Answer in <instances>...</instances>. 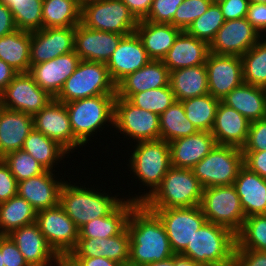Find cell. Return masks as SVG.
Returning a JSON list of instances; mask_svg holds the SVG:
<instances>
[{
	"mask_svg": "<svg viewBox=\"0 0 266 266\" xmlns=\"http://www.w3.org/2000/svg\"><path fill=\"white\" fill-rule=\"evenodd\" d=\"M127 230L130 234V263L145 266L174 255L162 221L143 204L132 210Z\"/></svg>",
	"mask_w": 266,
	"mask_h": 266,
	"instance_id": "1",
	"label": "cell"
},
{
	"mask_svg": "<svg viewBox=\"0 0 266 266\" xmlns=\"http://www.w3.org/2000/svg\"><path fill=\"white\" fill-rule=\"evenodd\" d=\"M130 146H132L130 150L132 155L128 153L130 158L127 160L129 164L126 165L130 169V175L133 173L131 178L138 179L135 182L140 181L143 188L147 186V189H144L147 192H138L139 195L125 197L142 204L160 186L162 179L171 167L170 146L168 142L161 139L140 141L134 145L130 144Z\"/></svg>",
	"mask_w": 266,
	"mask_h": 266,
	"instance_id": "2",
	"label": "cell"
},
{
	"mask_svg": "<svg viewBox=\"0 0 266 266\" xmlns=\"http://www.w3.org/2000/svg\"><path fill=\"white\" fill-rule=\"evenodd\" d=\"M72 182V184H71ZM73 181H64L59 193V205L63 208L66 214L75 223L78 229L84 226L87 222L111 214L125 199L124 196L118 198V194L113 196L111 191L106 193L103 189L96 185L89 188L81 183ZM77 184H80L77 185ZM97 187V188H95ZM99 188V189H98ZM101 189V190H100Z\"/></svg>",
	"mask_w": 266,
	"mask_h": 266,
	"instance_id": "3",
	"label": "cell"
},
{
	"mask_svg": "<svg viewBox=\"0 0 266 266\" xmlns=\"http://www.w3.org/2000/svg\"><path fill=\"white\" fill-rule=\"evenodd\" d=\"M115 98L116 94H102L65 103L72 132L84 147L106 125L112 131Z\"/></svg>",
	"mask_w": 266,
	"mask_h": 266,
	"instance_id": "4",
	"label": "cell"
},
{
	"mask_svg": "<svg viewBox=\"0 0 266 266\" xmlns=\"http://www.w3.org/2000/svg\"><path fill=\"white\" fill-rule=\"evenodd\" d=\"M235 247L236 234L224 226L206 222L180 255L203 266H232Z\"/></svg>",
	"mask_w": 266,
	"mask_h": 266,
	"instance_id": "5",
	"label": "cell"
},
{
	"mask_svg": "<svg viewBox=\"0 0 266 266\" xmlns=\"http://www.w3.org/2000/svg\"><path fill=\"white\" fill-rule=\"evenodd\" d=\"M203 187L189 168L171 166L160 186L142 204L146 208L199 206Z\"/></svg>",
	"mask_w": 266,
	"mask_h": 266,
	"instance_id": "6",
	"label": "cell"
},
{
	"mask_svg": "<svg viewBox=\"0 0 266 266\" xmlns=\"http://www.w3.org/2000/svg\"><path fill=\"white\" fill-rule=\"evenodd\" d=\"M102 94H116L106 63L81 60L54 99L68 103Z\"/></svg>",
	"mask_w": 266,
	"mask_h": 266,
	"instance_id": "7",
	"label": "cell"
},
{
	"mask_svg": "<svg viewBox=\"0 0 266 266\" xmlns=\"http://www.w3.org/2000/svg\"><path fill=\"white\" fill-rule=\"evenodd\" d=\"M244 166L240 148L216 145L191 170L203 188L233 185L239 170Z\"/></svg>",
	"mask_w": 266,
	"mask_h": 266,
	"instance_id": "8",
	"label": "cell"
},
{
	"mask_svg": "<svg viewBox=\"0 0 266 266\" xmlns=\"http://www.w3.org/2000/svg\"><path fill=\"white\" fill-rule=\"evenodd\" d=\"M199 206L207 222L224 226L234 234L241 230L245 214L234 185L203 188Z\"/></svg>",
	"mask_w": 266,
	"mask_h": 266,
	"instance_id": "9",
	"label": "cell"
},
{
	"mask_svg": "<svg viewBox=\"0 0 266 266\" xmlns=\"http://www.w3.org/2000/svg\"><path fill=\"white\" fill-rule=\"evenodd\" d=\"M80 23L89 29L127 36L135 32L138 20L121 0H100L81 6Z\"/></svg>",
	"mask_w": 266,
	"mask_h": 266,
	"instance_id": "10",
	"label": "cell"
},
{
	"mask_svg": "<svg viewBox=\"0 0 266 266\" xmlns=\"http://www.w3.org/2000/svg\"><path fill=\"white\" fill-rule=\"evenodd\" d=\"M114 132L129 143L160 139L159 115L136 107L128 99L116 97L114 102ZM129 137V138H128ZM132 139V141H131Z\"/></svg>",
	"mask_w": 266,
	"mask_h": 266,
	"instance_id": "11",
	"label": "cell"
},
{
	"mask_svg": "<svg viewBox=\"0 0 266 266\" xmlns=\"http://www.w3.org/2000/svg\"><path fill=\"white\" fill-rule=\"evenodd\" d=\"M147 209L162 221L174 254H180L207 222L200 206Z\"/></svg>",
	"mask_w": 266,
	"mask_h": 266,
	"instance_id": "12",
	"label": "cell"
},
{
	"mask_svg": "<svg viewBox=\"0 0 266 266\" xmlns=\"http://www.w3.org/2000/svg\"><path fill=\"white\" fill-rule=\"evenodd\" d=\"M53 99L29 73H18L0 93V106L34 116Z\"/></svg>",
	"mask_w": 266,
	"mask_h": 266,
	"instance_id": "13",
	"label": "cell"
},
{
	"mask_svg": "<svg viewBox=\"0 0 266 266\" xmlns=\"http://www.w3.org/2000/svg\"><path fill=\"white\" fill-rule=\"evenodd\" d=\"M36 223L58 256L69 255L75 248L79 229L59 204L37 212Z\"/></svg>",
	"mask_w": 266,
	"mask_h": 266,
	"instance_id": "14",
	"label": "cell"
},
{
	"mask_svg": "<svg viewBox=\"0 0 266 266\" xmlns=\"http://www.w3.org/2000/svg\"><path fill=\"white\" fill-rule=\"evenodd\" d=\"M34 128L59 143L69 153L83 145L75 138L65 103L53 99L33 116Z\"/></svg>",
	"mask_w": 266,
	"mask_h": 266,
	"instance_id": "15",
	"label": "cell"
},
{
	"mask_svg": "<svg viewBox=\"0 0 266 266\" xmlns=\"http://www.w3.org/2000/svg\"><path fill=\"white\" fill-rule=\"evenodd\" d=\"M262 39L247 18L225 21L210 43V52L217 55L242 56Z\"/></svg>",
	"mask_w": 266,
	"mask_h": 266,
	"instance_id": "16",
	"label": "cell"
},
{
	"mask_svg": "<svg viewBox=\"0 0 266 266\" xmlns=\"http://www.w3.org/2000/svg\"><path fill=\"white\" fill-rule=\"evenodd\" d=\"M75 27L42 28L31 32L30 67L74 51Z\"/></svg>",
	"mask_w": 266,
	"mask_h": 266,
	"instance_id": "17",
	"label": "cell"
},
{
	"mask_svg": "<svg viewBox=\"0 0 266 266\" xmlns=\"http://www.w3.org/2000/svg\"><path fill=\"white\" fill-rule=\"evenodd\" d=\"M205 65L209 94L219 100L243 83L241 56L210 52Z\"/></svg>",
	"mask_w": 266,
	"mask_h": 266,
	"instance_id": "18",
	"label": "cell"
},
{
	"mask_svg": "<svg viewBox=\"0 0 266 266\" xmlns=\"http://www.w3.org/2000/svg\"><path fill=\"white\" fill-rule=\"evenodd\" d=\"M124 36L89 29L79 23L75 27L74 51L81 60L107 63Z\"/></svg>",
	"mask_w": 266,
	"mask_h": 266,
	"instance_id": "19",
	"label": "cell"
},
{
	"mask_svg": "<svg viewBox=\"0 0 266 266\" xmlns=\"http://www.w3.org/2000/svg\"><path fill=\"white\" fill-rule=\"evenodd\" d=\"M151 59L137 34L124 36L106 63L112 81L117 84L125 76L145 66Z\"/></svg>",
	"mask_w": 266,
	"mask_h": 266,
	"instance_id": "20",
	"label": "cell"
},
{
	"mask_svg": "<svg viewBox=\"0 0 266 266\" xmlns=\"http://www.w3.org/2000/svg\"><path fill=\"white\" fill-rule=\"evenodd\" d=\"M80 61L79 56L75 51H72L55 59L32 65L28 73L41 89L55 98L64 82L74 73Z\"/></svg>",
	"mask_w": 266,
	"mask_h": 266,
	"instance_id": "21",
	"label": "cell"
},
{
	"mask_svg": "<svg viewBox=\"0 0 266 266\" xmlns=\"http://www.w3.org/2000/svg\"><path fill=\"white\" fill-rule=\"evenodd\" d=\"M8 236L29 266H53L57 263L58 255L48 245L36 222L13 230Z\"/></svg>",
	"mask_w": 266,
	"mask_h": 266,
	"instance_id": "22",
	"label": "cell"
},
{
	"mask_svg": "<svg viewBox=\"0 0 266 266\" xmlns=\"http://www.w3.org/2000/svg\"><path fill=\"white\" fill-rule=\"evenodd\" d=\"M57 171H45L43 174L18 182L17 194L23 197L33 208L41 210L59 204V193L66 178H56Z\"/></svg>",
	"mask_w": 266,
	"mask_h": 266,
	"instance_id": "23",
	"label": "cell"
},
{
	"mask_svg": "<svg viewBox=\"0 0 266 266\" xmlns=\"http://www.w3.org/2000/svg\"><path fill=\"white\" fill-rule=\"evenodd\" d=\"M130 234L127 228L109 238L78 239L75 248L69 253L71 258L105 257L120 265L129 262Z\"/></svg>",
	"mask_w": 266,
	"mask_h": 266,
	"instance_id": "24",
	"label": "cell"
},
{
	"mask_svg": "<svg viewBox=\"0 0 266 266\" xmlns=\"http://www.w3.org/2000/svg\"><path fill=\"white\" fill-rule=\"evenodd\" d=\"M169 79L167 66L161 60H150L116 84V97L129 99L134 93L169 86Z\"/></svg>",
	"mask_w": 266,
	"mask_h": 266,
	"instance_id": "25",
	"label": "cell"
},
{
	"mask_svg": "<svg viewBox=\"0 0 266 266\" xmlns=\"http://www.w3.org/2000/svg\"><path fill=\"white\" fill-rule=\"evenodd\" d=\"M250 123L238 111L220 101L211 133L217 145L242 149L247 140Z\"/></svg>",
	"mask_w": 266,
	"mask_h": 266,
	"instance_id": "26",
	"label": "cell"
},
{
	"mask_svg": "<svg viewBox=\"0 0 266 266\" xmlns=\"http://www.w3.org/2000/svg\"><path fill=\"white\" fill-rule=\"evenodd\" d=\"M216 145L214 136L207 131L173 140L169 142L171 166L192 169Z\"/></svg>",
	"mask_w": 266,
	"mask_h": 266,
	"instance_id": "27",
	"label": "cell"
},
{
	"mask_svg": "<svg viewBox=\"0 0 266 266\" xmlns=\"http://www.w3.org/2000/svg\"><path fill=\"white\" fill-rule=\"evenodd\" d=\"M210 46L194 36L182 31L162 62L169 71L205 64Z\"/></svg>",
	"mask_w": 266,
	"mask_h": 266,
	"instance_id": "28",
	"label": "cell"
},
{
	"mask_svg": "<svg viewBox=\"0 0 266 266\" xmlns=\"http://www.w3.org/2000/svg\"><path fill=\"white\" fill-rule=\"evenodd\" d=\"M33 128V116L0 106V158L22 149Z\"/></svg>",
	"mask_w": 266,
	"mask_h": 266,
	"instance_id": "29",
	"label": "cell"
},
{
	"mask_svg": "<svg viewBox=\"0 0 266 266\" xmlns=\"http://www.w3.org/2000/svg\"><path fill=\"white\" fill-rule=\"evenodd\" d=\"M245 218L266 213V179L243 166L234 184Z\"/></svg>",
	"mask_w": 266,
	"mask_h": 266,
	"instance_id": "30",
	"label": "cell"
},
{
	"mask_svg": "<svg viewBox=\"0 0 266 266\" xmlns=\"http://www.w3.org/2000/svg\"><path fill=\"white\" fill-rule=\"evenodd\" d=\"M181 32V29L172 24L153 23L146 20H139L135 29L149 58L161 61Z\"/></svg>",
	"mask_w": 266,
	"mask_h": 266,
	"instance_id": "31",
	"label": "cell"
},
{
	"mask_svg": "<svg viewBox=\"0 0 266 266\" xmlns=\"http://www.w3.org/2000/svg\"><path fill=\"white\" fill-rule=\"evenodd\" d=\"M221 102L250 122L266 118V89L263 87L242 83L222 98Z\"/></svg>",
	"mask_w": 266,
	"mask_h": 266,
	"instance_id": "32",
	"label": "cell"
},
{
	"mask_svg": "<svg viewBox=\"0 0 266 266\" xmlns=\"http://www.w3.org/2000/svg\"><path fill=\"white\" fill-rule=\"evenodd\" d=\"M138 203L125 199L111 214L95 218L79 229V239L109 238L121 234L127 228L132 210Z\"/></svg>",
	"mask_w": 266,
	"mask_h": 266,
	"instance_id": "33",
	"label": "cell"
},
{
	"mask_svg": "<svg viewBox=\"0 0 266 266\" xmlns=\"http://www.w3.org/2000/svg\"><path fill=\"white\" fill-rule=\"evenodd\" d=\"M169 85L177 101L208 94L206 65L202 64L170 71Z\"/></svg>",
	"mask_w": 266,
	"mask_h": 266,
	"instance_id": "34",
	"label": "cell"
},
{
	"mask_svg": "<svg viewBox=\"0 0 266 266\" xmlns=\"http://www.w3.org/2000/svg\"><path fill=\"white\" fill-rule=\"evenodd\" d=\"M36 161H38L47 171H57L56 165L69 158L70 154L59 143L46 137L43 133L33 128L25 139L23 148Z\"/></svg>",
	"mask_w": 266,
	"mask_h": 266,
	"instance_id": "35",
	"label": "cell"
},
{
	"mask_svg": "<svg viewBox=\"0 0 266 266\" xmlns=\"http://www.w3.org/2000/svg\"><path fill=\"white\" fill-rule=\"evenodd\" d=\"M31 32L16 29L0 38V59L18 73L30 70Z\"/></svg>",
	"mask_w": 266,
	"mask_h": 266,
	"instance_id": "36",
	"label": "cell"
},
{
	"mask_svg": "<svg viewBox=\"0 0 266 266\" xmlns=\"http://www.w3.org/2000/svg\"><path fill=\"white\" fill-rule=\"evenodd\" d=\"M37 211L18 194L0 203V235L36 222Z\"/></svg>",
	"mask_w": 266,
	"mask_h": 266,
	"instance_id": "37",
	"label": "cell"
},
{
	"mask_svg": "<svg viewBox=\"0 0 266 266\" xmlns=\"http://www.w3.org/2000/svg\"><path fill=\"white\" fill-rule=\"evenodd\" d=\"M81 22L77 0H43L42 28L76 27Z\"/></svg>",
	"mask_w": 266,
	"mask_h": 266,
	"instance_id": "38",
	"label": "cell"
},
{
	"mask_svg": "<svg viewBox=\"0 0 266 266\" xmlns=\"http://www.w3.org/2000/svg\"><path fill=\"white\" fill-rule=\"evenodd\" d=\"M160 139L171 142L178 138L194 135L198 132L186 117L181 101L175 100L160 116Z\"/></svg>",
	"mask_w": 266,
	"mask_h": 266,
	"instance_id": "39",
	"label": "cell"
},
{
	"mask_svg": "<svg viewBox=\"0 0 266 266\" xmlns=\"http://www.w3.org/2000/svg\"><path fill=\"white\" fill-rule=\"evenodd\" d=\"M221 100L206 94L181 101L186 117L193 123L198 131L211 132L216 111Z\"/></svg>",
	"mask_w": 266,
	"mask_h": 266,
	"instance_id": "40",
	"label": "cell"
},
{
	"mask_svg": "<svg viewBox=\"0 0 266 266\" xmlns=\"http://www.w3.org/2000/svg\"><path fill=\"white\" fill-rule=\"evenodd\" d=\"M12 12L17 29L37 31L42 29L43 0H0Z\"/></svg>",
	"mask_w": 266,
	"mask_h": 266,
	"instance_id": "41",
	"label": "cell"
},
{
	"mask_svg": "<svg viewBox=\"0 0 266 266\" xmlns=\"http://www.w3.org/2000/svg\"><path fill=\"white\" fill-rule=\"evenodd\" d=\"M243 83L266 89V43L261 39L241 56Z\"/></svg>",
	"mask_w": 266,
	"mask_h": 266,
	"instance_id": "42",
	"label": "cell"
},
{
	"mask_svg": "<svg viewBox=\"0 0 266 266\" xmlns=\"http://www.w3.org/2000/svg\"><path fill=\"white\" fill-rule=\"evenodd\" d=\"M235 250L266 251V215L245 218L241 230L236 234Z\"/></svg>",
	"mask_w": 266,
	"mask_h": 266,
	"instance_id": "43",
	"label": "cell"
},
{
	"mask_svg": "<svg viewBox=\"0 0 266 266\" xmlns=\"http://www.w3.org/2000/svg\"><path fill=\"white\" fill-rule=\"evenodd\" d=\"M224 22L225 19L219 4L211 3L207 11L194 20L185 32L210 45Z\"/></svg>",
	"mask_w": 266,
	"mask_h": 266,
	"instance_id": "44",
	"label": "cell"
},
{
	"mask_svg": "<svg viewBox=\"0 0 266 266\" xmlns=\"http://www.w3.org/2000/svg\"><path fill=\"white\" fill-rule=\"evenodd\" d=\"M128 100L136 107L160 116L176 99L169 85L134 93Z\"/></svg>",
	"mask_w": 266,
	"mask_h": 266,
	"instance_id": "45",
	"label": "cell"
},
{
	"mask_svg": "<svg viewBox=\"0 0 266 266\" xmlns=\"http://www.w3.org/2000/svg\"><path fill=\"white\" fill-rule=\"evenodd\" d=\"M2 159L8 165L17 182L38 176L46 171L38 161L23 149L10 152Z\"/></svg>",
	"mask_w": 266,
	"mask_h": 266,
	"instance_id": "46",
	"label": "cell"
},
{
	"mask_svg": "<svg viewBox=\"0 0 266 266\" xmlns=\"http://www.w3.org/2000/svg\"><path fill=\"white\" fill-rule=\"evenodd\" d=\"M210 5V0H184L176 10L173 26L185 31Z\"/></svg>",
	"mask_w": 266,
	"mask_h": 266,
	"instance_id": "47",
	"label": "cell"
},
{
	"mask_svg": "<svg viewBox=\"0 0 266 266\" xmlns=\"http://www.w3.org/2000/svg\"><path fill=\"white\" fill-rule=\"evenodd\" d=\"M184 0H153L148 15L143 19L153 23L172 24L177 8Z\"/></svg>",
	"mask_w": 266,
	"mask_h": 266,
	"instance_id": "48",
	"label": "cell"
},
{
	"mask_svg": "<svg viewBox=\"0 0 266 266\" xmlns=\"http://www.w3.org/2000/svg\"><path fill=\"white\" fill-rule=\"evenodd\" d=\"M241 150H266V118L261 120H255L250 123L247 140Z\"/></svg>",
	"mask_w": 266,
	"mask_h": 266,
	"instance_id": "49",
	"label": "cell"
},
{
	"mask_svg": "<svg viewBox=\"0 0 266 266\" xmlns=\"http://www.w3.org/2000/svg\"><path fill=\"white\" fill-rule=\"evenodd\" d=\"M0 251L4 266H29L8 235H0Z\"/></svg>",
	"mask_w": 266,
	"mask_h": 266,
	"instance_id": "50",
	"label": "cell"
},
{
	"mask_svg": "<svg viewBox=\"0 0 266 266\" xmlns=\"http://www.w3.org/2000/svg\"><path fill=\"white\" fill-rule=\"evenodd\" d=\"M18 182L8 165L0 158V203L17 195Z\"/></svg>",
	"mask_w": 266,
	"mask_h": 266,
	"instance_id": "51",
	"label": "cell"
},
{
	"mask_svg": "<svg viewBox=\"0 0 266 266\" xmlns=\"http://www.w3.org/2000/svg\"><path fill=\"white\" fill-rule=\"evenodd\" d=\"M232 266H266V251L235 250Z\"/></svg>",
	"mask_w": 266,
	"mask_h": 266,
	"instance_id": "52",
	"label": "cell"
},
{
	"mask_svg": "<svg viewBox=\"0 0 266 266\" xmlns=\"http://www.w3.org/2000/svg\"><path fill=\"white\" fill-rule=\"evenodd\" d=\"M250 0H225L219 4L225 21L247 17Z\"/></svg>",
	"mask_w": 266,
	"mask_h": 266,
	"instance_id": "53",
	"label": "cell"
},
{
	"mask_svg": "<svg viewBox=\"0 0 266 266\" xmlns=\"http://www.w3.org/2000/svg\"><path fill=\"white\" fill-rule=\"evenodd\" d=\"M246 18L261 36L266 34V3L250 2Z\"/></svg>",
	"mask_w": 266,
	"mask_h": 266,
	"instance_id": "54",
	"label": "cell"
},
{
	"mask_svg": "<svg viewBox=\"0 0 266 266\" xmlns=\"http://www.w3.org/2000/svg\"><path fill=\"white\" fill-rule=\"evenodd\" d=\"M244 166L266 179V150L242 151Z\"/></svg>",
	"mask_w": 266,
	"mask_h": 266,
	"instance_id": "55",
	"label": "cell"
},
{
	"mask_svg": "<svg viewBox=\"0 0 266 266\" xmlns=\"http://www.w3.org/2000/svg\"><path fill=\"white\" fill-rule=\"evenodd\" d=\"M139 21L143 20L149 13L153 0H121Z\"/></svg>",
	"mask_w": 266,
	"mask_h": 266,
	"instance_id": "56",
	"label": "cell"
},
{
	"mask_svg": "<svg viewBox=\"0 0 266 266\" xmlns=\"http://www.w3.org/2000/svg\"><path fill=\"white\" fill-rule=\"evenodd\" d=\"M17 29L11 10L0 2V38Z\"/></svg>",
	"mask_w": 266,
	"mask_h": 266,
	"instance_id": "57",
	"label": "cell"
},
{
	"mask_svg": "<svg viewBox=\"0 0 266 266\" xmlns=\"http://www.w3.org/2000/svg\"><path fill=\"white\" fill-rule=\"evenodd\" d=\"M79 266H120L116 261L105 257L72 258Z\"/></svg>",
	"mask_w": 266,
	"mask_h": 266,
	"instance_id": "58",
	"label": "cell"
},
{
	"mask_svg": "<svg viewBox=\"0 0 266 266\" xmlns=\"http://www.w3.org/2000/svg\"><path fill=\"white\" fill-rule=\"evenodd\" d=\"M18 72L0 59V93L13 80Z\"/></svg>",
	"mask_w": 266,
	"mask_h": 266,
	"instance_id": "59",
	"label": "cell"
},
{
	"mask_svg": "<svg viewBox=\"0 0 266 266\" xmlns=\"http://www.w3.org/2000/svg\"><path fill=\"white\" fill-rule=\"evenodd\" d=\"M174 266H203L196 263L192 259L182 256L180 254H174Z\"/></svg>",
	"mask_w": 266,
	"mask_h": 266,
	"instance_id": "60",
	"label": "cell"
},
{
	"mask_svg": "<svg viewBox=\"0 0 266 266\" xmlns=\"http://www.w3.org/2000/svg\"><path fill=\"white\" fill-rule=\"evenodd\" d=\"M58 266H79L71 257L68 255L58 256L57 263Z\"/></svg>",
	"mask_w": 266,
	"mask_h": 266,
	"instance_id": "61",
	"label": "cell"
},
{
	"mask_svg": "<svg viewBox=\"0 0 266 266\" xmlns=\"http://www.w3.org/2000/svg\"><path fill=\"white\" fill-rule=\"evenodd\" d=\"M145 266H174V255L163 261L152 262Z\"/></svg>",
	"mask_w": 266,
	"mask_h": 266,
	"instance_id": "62",
	"label": "cell"
},
{
	"mask_svg": "<svg viewBox=\"0 0 266 266\" xmlns=\"http://www.w3.org/2000/svg\"><path fill=\"white\" fill-rule=\"evenodd\" d=\"M79 3H80V5L82 6V5H84L85 3H88V2H93V1H100V0H77Z\"/></svg>",
	"mask_w": 266,
	"mask_h": 266,
	"instance_id": "63",
	"label": "cell"
},
{
	"mask_svg": "<svg viewBox=\"0 0 266 266\" xmlns=\"http://www.w3.org/2000/svg\"><path fill=\"white\" fill-rule=\"evenodd\" d=\"M212 4H220L224 2L225 0H210Z\"/></svg>",
	"mask_w": 266,
	"mask_h": 266,
	"instance_id": "64",
	"label": "cell"
},
{
	"mask_svg": "<svg viewBox=\"0 0 266 266\" xmlns=\"http://www.w3.org/2000/svg\"><path fill=\"white\" fill-rule=\"evenodd\" d=\"M120 266H139V265H134V264L128 262V263H124V264H122Z\"/></svg>",
	"mask_w": 266,
	"mask_h": 266,
	"instance_id": "65",
	"label": "cell"
},
{
	"mask_svg": "<svg viewBox=\"0 0 266 266\" xmlns=\"http://www.w3.org/2000/svg\"><path fill=\"white\" fill-rule=\"evenodd\" d=\"M0 266H4V264H3V256L1 255V251H0Z\"/></svg>",
	"mask_w": 266,
	"mask_h": 266,
	"instance_id": "66",
	"label": "cell"
},
{
	"mask_svg": "<svg viewBox=\"0 0 266 266\" xmlns=\"http://www.w3.org/2000/svg\"><path fill=\"white\" fill-rule=\"evenodd\" d=\"M250 2H263V3H266V0H250Z\"/></svg>",
	"mask_w": 266,
	"mask_h": 266,
	"instance_id": "67",
	"label": "cell"
},
{
	"mask_svg": "<svg viewBox=\"0 0 266 266\" xmlns=\"http://www.w3.org/2000/svg\"><path fill=\"white\" fill-rule=\"evenodd\" d=\"M262 40L266 43V34L262 35Z\"/></svg>",
	"mask_w": 266,
	"mask_h": 266,
	"instance_id": "68",
	"label": "cell"
}]
</instances>
